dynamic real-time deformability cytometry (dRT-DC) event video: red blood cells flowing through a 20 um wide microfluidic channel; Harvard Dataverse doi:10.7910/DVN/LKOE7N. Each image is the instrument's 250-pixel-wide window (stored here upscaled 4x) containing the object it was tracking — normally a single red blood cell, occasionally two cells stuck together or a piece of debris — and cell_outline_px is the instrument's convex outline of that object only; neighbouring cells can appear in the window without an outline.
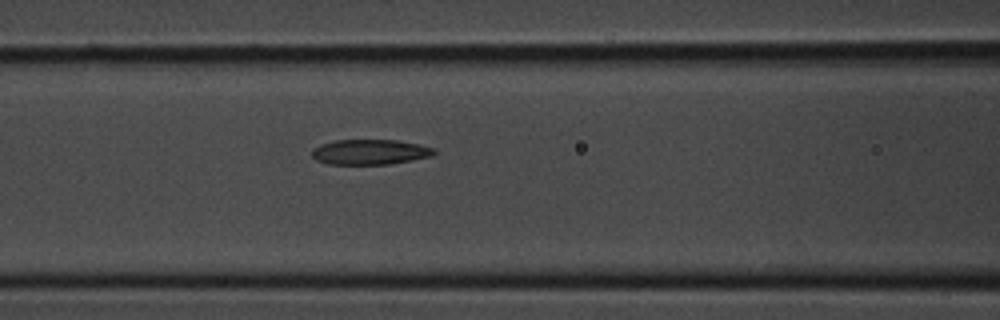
{"species": "common noctule bat (a hibernating species)", "species_latin": "Nyctalus noctula", "temperature_condition": "room temperature", "stored_images_in_passage": 28, "camera_frame_rate_fps": 3000, "um_per_image_px": 0.085, "animal": {"sex": "male", "body_mass_g": 20.1, "forearm_length_mm": 53.5}, "frame": {"image": 1, "passage_image": 8, "time_ms": 2.333, "image_size_px": [1000, 320], "cell_outline_px": [[436, 152], [432, 156], [412, 160], [388, 164], [328, 164], [316, 160], [312, 156], [312, 148], [320, 144], [336, 140], [396, 140], [420, 144], [432, 148]], "centroid_in_image_um": [31.42, 12.92], "position_along_channel_um": 135.2, "area_um2": 17.92}}
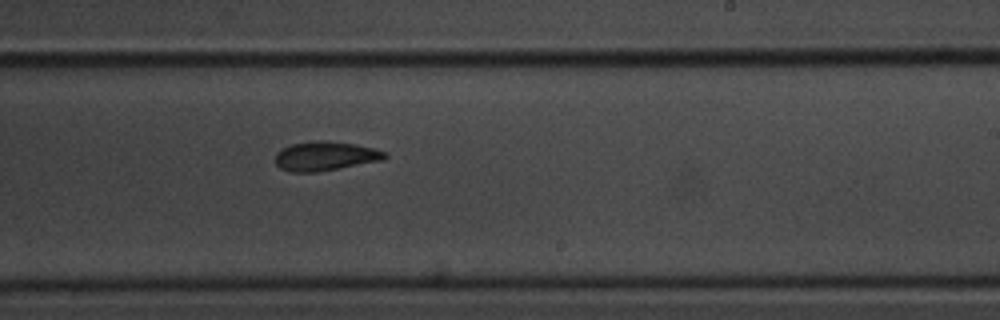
{"frame": {"image": 2, "passage_image": 15, "time_ms": 4.667, "image_size_px": [1000, 320], "cell_outline_px": [[388, 156], [384, 160], [316, 172], [288, 172], [280, 168], [276, 164], [276, 152], [292, 144], [312, 140], [324, 140], [356, 144], [372, 148], [384, 152]], "centroid_in_image_um": [27.63, 13.26], "position_along_channel_um": 261.4, "area_um2": 18.61}}
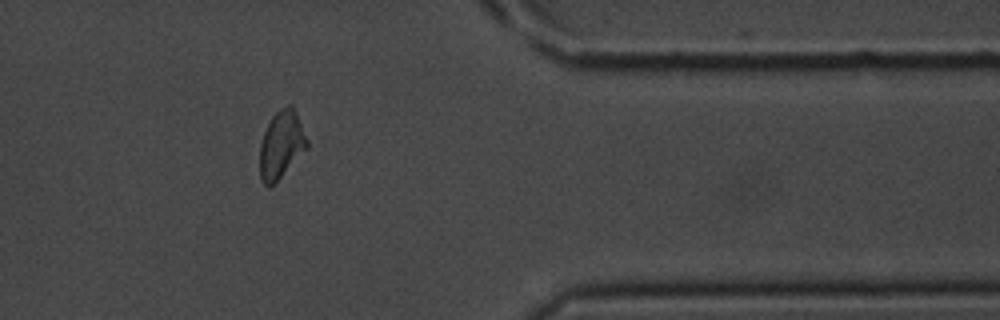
{"frame": {"image": 3, "passage_image": 23, "time_ms": 7.333, "image_size_px": [1000, 320], "cell_outline_px": [[308, 148], [268, 188], [260, 180], [260, 144], [264, 132], [272, 116], [280, 108], [288, 104], [292, 104], [308, 140]], "centroid_in_image_um": [23.91, 12.27], "position_along_channel_um": 387.5, "area_um2": 18.32}}